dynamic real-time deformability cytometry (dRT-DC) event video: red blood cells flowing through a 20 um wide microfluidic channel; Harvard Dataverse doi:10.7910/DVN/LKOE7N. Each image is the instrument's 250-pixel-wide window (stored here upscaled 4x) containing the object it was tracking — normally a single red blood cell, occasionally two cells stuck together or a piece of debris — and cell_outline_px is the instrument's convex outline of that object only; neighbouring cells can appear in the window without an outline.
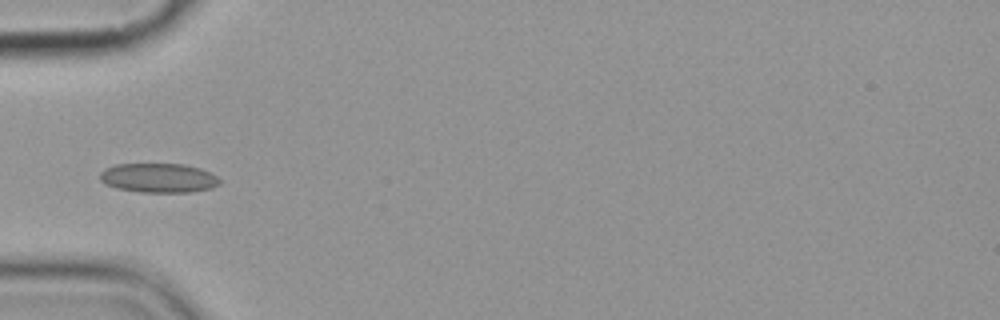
{"species": "common noctule bat (a hibernating species)", "species_latin": "Nyctalus noctula", "temperature_condition": "cold", "stored_images_in_passage": 7, "camera_frame_rate_fps": 3000, "um_per_image_px": 0.085, "animal": {"sex": "female", "body_mass_g": 19.9}, "frame": {"image": 1, "passage_image": 5, "time_ms": 4.667, "image_size_px": [1000, 320], "cell_outline_px": [[220, 184], [212, 188], [192, 192], [140, 192], [116, 188], [104, 184], [100, 180], [100, 172], [104, 168], [116, 164], [184, 164], [200, 168], [216, 176], [220, 180]], "centroid_in_image_um": [13.46, 15.12], "position_along_channel_um": 71.5, "area_um2": 20.58}}
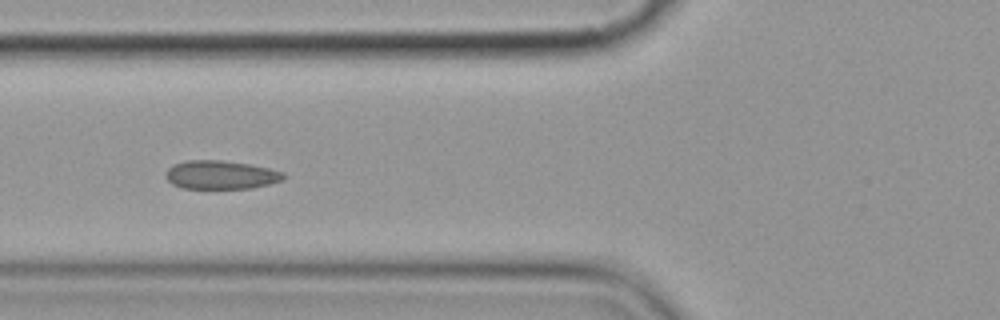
{"frame": {"image": 2, "passage_image": 6, "time_ms": 5.667, "image_size_px": [1000, 320], "cell_outline_px": [[284, 180], [252, 188], [184, 188], [172, 184], [164, 176], [168, 168], [176, 164], [188, 160], [220, 160], [248, 164], [268, 168], [284, 172]], "centroid_in_image_um": [18.77, 14.86], "position_along_channel_um": 107.0, "area_um2": 19.42}}
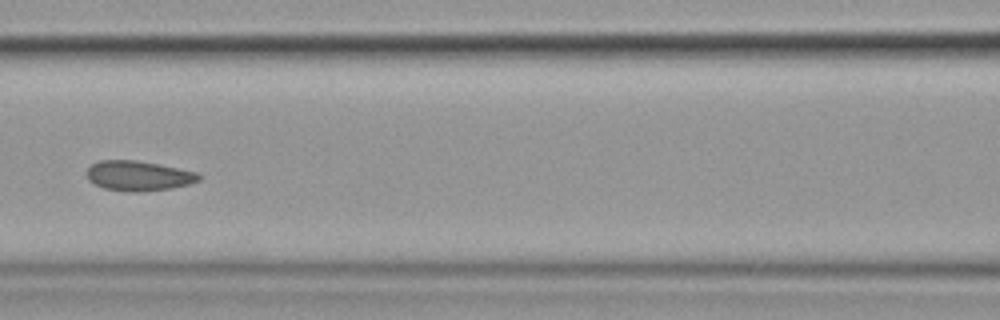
{"frame": {"image": 3, "passage_image": 7, "time_ms": 7.0, "image_size_px": [1000, 320], "cell_outline_px": [[200, 180], [188, 184], [172, 188], [140, 192], [132, 192], [104, 188], [88, 180], [88, 168], [92, 164], [100, 160], [136, 160], [196, 172], [200, 176]], "centroid_in_image_um": [11.76, 14.95], "position_along_channel_um": 154.8, "area_um2": 19.25}}